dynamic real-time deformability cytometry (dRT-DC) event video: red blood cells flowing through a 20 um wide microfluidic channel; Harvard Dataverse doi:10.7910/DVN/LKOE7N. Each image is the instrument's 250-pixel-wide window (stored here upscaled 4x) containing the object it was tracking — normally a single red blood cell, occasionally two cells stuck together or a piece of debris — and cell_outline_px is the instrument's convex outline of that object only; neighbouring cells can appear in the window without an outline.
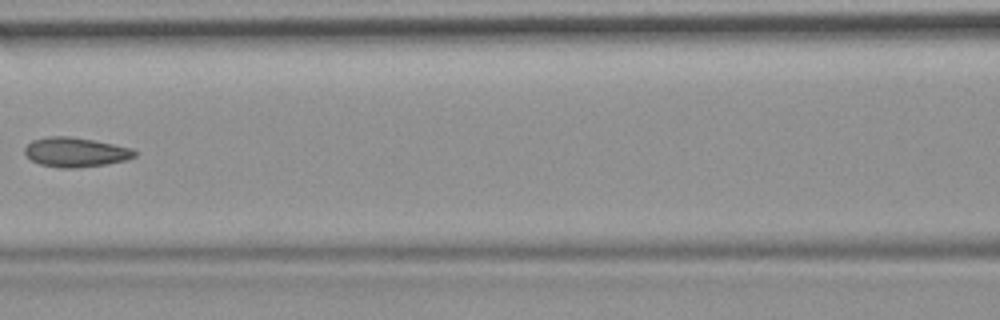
{"species": "common noctule bat (a hibernating species)", "species_latin": "Nyctalus noctula", "temperature_condition": "room temperature", "stored_images_in_passage": 7, "camera_frame_rate_fps": 3000, "um_per_image_px": 0.085, "animal": {"sex": "female", "body_mass_g": 19.9}, "frame": {"image": 1, "passage_image": 7, "time_ms": 7.0, "image_size_px": [1000, 320], "cell_outline_px": [[136, 156], [128, 160], [104, 164], [76, 168], [60, 168], [40, 164], [32, 160], [24, 152], [24, 148], [32, 140], [48, 136], [68, 136], [92, 140], [132, 148], [136, 152]], "centroid_in_image_um": [6.42, 12.93], "position_along_channel_um": 160.2, "area_um2": 18.79}}